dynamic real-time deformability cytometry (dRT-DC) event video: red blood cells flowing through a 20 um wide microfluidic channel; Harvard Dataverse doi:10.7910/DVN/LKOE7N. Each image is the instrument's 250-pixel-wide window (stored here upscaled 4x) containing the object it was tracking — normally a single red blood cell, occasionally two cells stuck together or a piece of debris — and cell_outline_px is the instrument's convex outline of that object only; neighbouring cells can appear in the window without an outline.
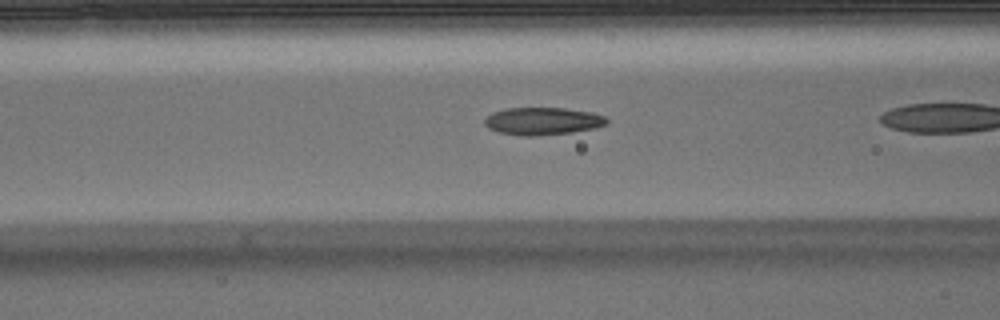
{"species": "Egyptian fruit bat (a non-hibernating species)", "species_latin": "Rousettus aegyptiacus", "temperature_condition": "warm", "stored_images_in_passage": 36, "camera_frame_rate_fps": 3000, "um_per_image_px": 0.085, "animal": {"sex": "male"}, "frame": {"image": 1, "passage_image": 17, "time_ms": 5.333, "image_size_px": [1000, 320], "cell_outline_px": [[608, 124], [596, 128], [572, 132], [536, 136], [524, 136], [500, 132], [488, 128], [484, 124], [484, 120], [492, 112], [508, 108], [564, 108], [592, 112], [604, 116], [608, 120]], "centroid_in_image_um": [46.15, 10.29], "position_along_channel_um": 120.5, "area_um2": 19.59}}
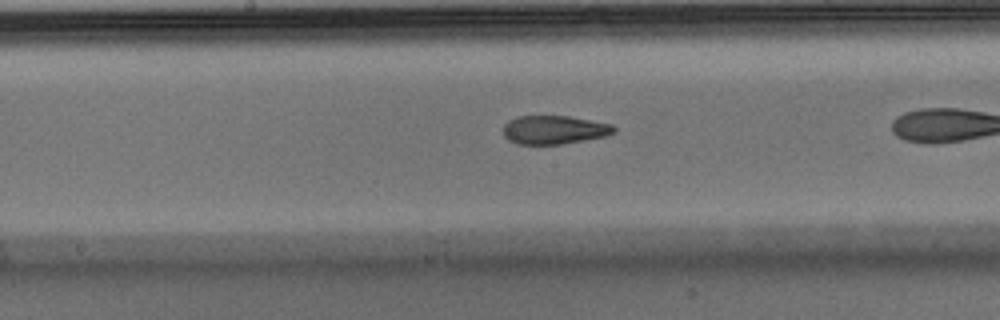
{"frame": {"image": 2, "passage_image": 23, "time_ms": 7.333, "image_size_px": [1000, 320], "cell_outline_px": [[616, 132], [604, 136], [560, 144], [516, 144], [508, 140], [504, 136], [504, 124], [508, 120], [516, 116], [568, 116], [612, 124], [616, 128]], "centroid_in_image_um": [47.07, 11.03], "position_along_channel_um": 201.1, "area_um2": 18.38}}
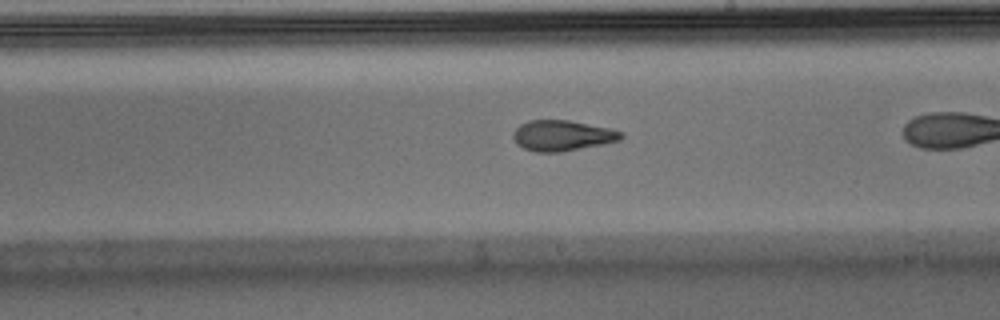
{"frame": {"image": 3, "passage_image": 26, "time_ms": 8.333, "image_size_px": [1000, 320], "cell_outline_px": [[624, 136], [620, 140], [560, 152], [536, 152], [524, 148], [516, 144], [512, 136], [512, 132], [520, 124], [528, 120], [568, 120], [612, 128], [624, 132]], "centroid_in_image_um": [47.78, 11.51], "position_along_channel_um": 241.2, "area_um2": 19.31}}